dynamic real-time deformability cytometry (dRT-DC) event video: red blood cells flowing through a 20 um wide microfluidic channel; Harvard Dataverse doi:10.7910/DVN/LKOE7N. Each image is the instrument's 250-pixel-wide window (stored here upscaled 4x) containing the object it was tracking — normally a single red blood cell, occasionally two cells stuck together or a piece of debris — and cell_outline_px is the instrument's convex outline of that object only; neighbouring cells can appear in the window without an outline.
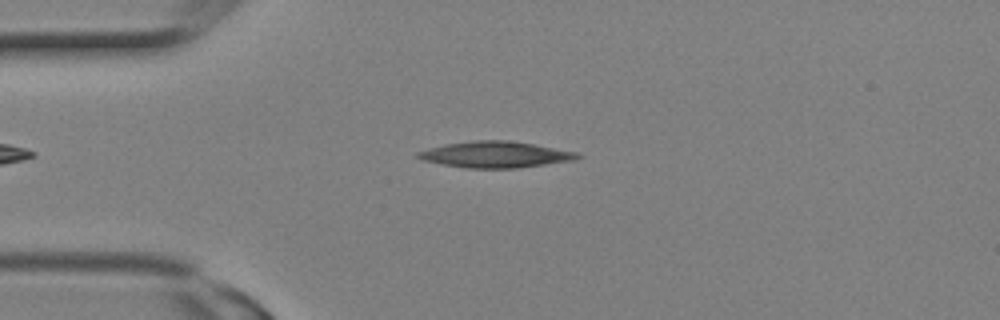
{"species": "Egyptian fruit bat (a non-hibernating species)", "species_latin": "Rousettus aegyptiacus", "temperature_condition": "room temperature", "stored_images_in_passage": 2, "camera_frame_rate_fps": 3000, "um_per_image_px": 0.085, "animal": {"sex": "female"}, "frame": {"image": 1, "passage_image": 2, "time_ms": 0.333, "image_size_px": [1000, 320], "cell_outline_px": [[584, 156], [576, 160], [516, 168], [468, 168], [444, 164], [424, 160], [416, 156], [416, 152], [428, 148], [444, 144], [472, 140], [508, 140], [532, 144], [576, 152]], "centroid_in_image_um": [42.11, 13.13], "position_along_channel_um": 42.9, "area_um2": 24.22}}